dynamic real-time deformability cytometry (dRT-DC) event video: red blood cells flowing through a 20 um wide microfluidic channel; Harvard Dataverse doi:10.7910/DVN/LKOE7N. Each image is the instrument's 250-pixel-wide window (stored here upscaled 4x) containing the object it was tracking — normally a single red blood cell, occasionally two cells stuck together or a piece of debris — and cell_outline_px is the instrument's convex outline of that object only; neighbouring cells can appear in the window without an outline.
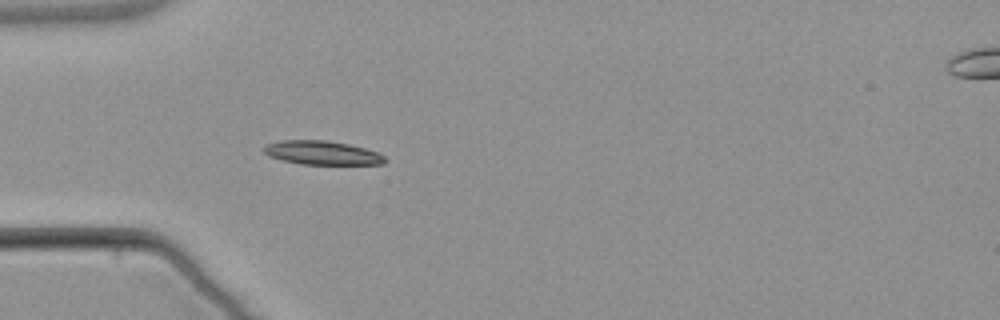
{"species": "common noctule bat (a hibernating species)", "species_latin": "Nyctalus noctula", "temperature_condition": "warm", "stored_images_in_passage": 4, "camera_frame_rate_fps": 3000, "um_per_image_px": 0.085, "animal": {"sex": "male", "body_mass_g": 21.5, "forearm_length_mm": 52.0}, "frame": {"image": 1, "passage_image": 4, "time_ms": 3.667, "image_size_px": [1000, 320], "cell_outline_px": [[384, 164], [300, 164], [268, 156], [264, 152], [264, 144], [280, 140], [324, 140], [348, 144], [364, 148], [376, 152], [384, 156]], "centroid_in_image_um": [27.32, 12.98], "position_along_channel_um": 57.7, "area_um2": 16.65}}